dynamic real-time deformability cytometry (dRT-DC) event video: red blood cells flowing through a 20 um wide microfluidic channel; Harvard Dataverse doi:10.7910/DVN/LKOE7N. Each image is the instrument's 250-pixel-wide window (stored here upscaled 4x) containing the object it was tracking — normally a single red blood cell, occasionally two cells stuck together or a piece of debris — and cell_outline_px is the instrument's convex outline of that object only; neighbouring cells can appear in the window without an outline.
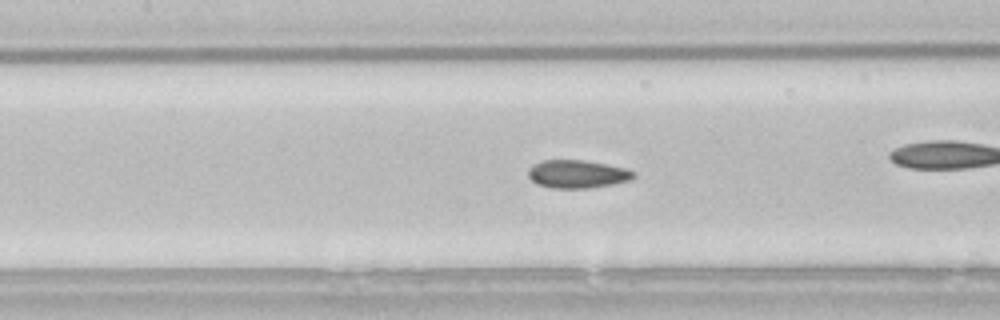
{"species": "common noctule bat (a hibernating species)", "species_latin": "Nyctalus noctula", "temperature_condition": "room temperature", "stored_images_in_passage": 45, "camera_frame_rate_fps": 3000, "um_per_image_px": 0.085, "animal": {"sex": "male", "body_mass_g": 21.5, "forearm_length_mm": 52.0}, "frame": {"image": 1, "passage_image": 15, "time_ms": 4.667, "image_size_px": [1000, 320], "cell_outline_px": [[636, 176], [632, 180], [612, 184], [588, 188], [552, 188], [540, 184], [532, 180], [528, 176], [528, 168], [532, 164], [540, 160], [584, 160], [628, 168], [636, 172]], "centroid_in_image_um": [49.1, 14.78], "position_along_channel_um": 158.3, "area_um2": 17.4}}
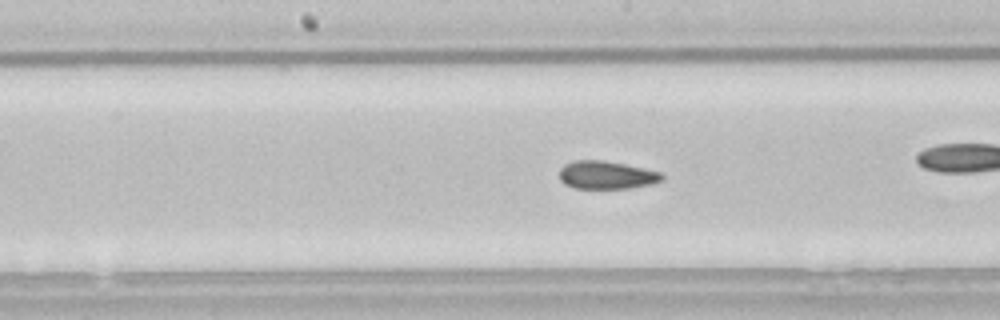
{"frame": {"image": 2, "passage_image": 18, "time_ms": 5.667, "image_size_px": [1000, 320], "cell_outline_px": [[664, 176], [660, 180], [648, 184], [628, 188], [576, 188], [564, 184], [560, 180], [560, 168], [564, 164], [572, 160], [604, 160], [624, 164], [660, 172]], "centroid_in_image_um": [51.48, 14.86], "position_along_channel_um": 196.7, "area_um2": 16.53}, "authors_computed_cell_mechanics": {"area_um2": 17.1088, "velocity_mm_per_s": 3.8357, "shape_relaxation_time_tau1_ms": 4.0355, "shape_relaxation_time_tau2_ms": 1.5188, "deformation_change_tau1": 0.0979, "deformation_change_tau2": 0.0604}}